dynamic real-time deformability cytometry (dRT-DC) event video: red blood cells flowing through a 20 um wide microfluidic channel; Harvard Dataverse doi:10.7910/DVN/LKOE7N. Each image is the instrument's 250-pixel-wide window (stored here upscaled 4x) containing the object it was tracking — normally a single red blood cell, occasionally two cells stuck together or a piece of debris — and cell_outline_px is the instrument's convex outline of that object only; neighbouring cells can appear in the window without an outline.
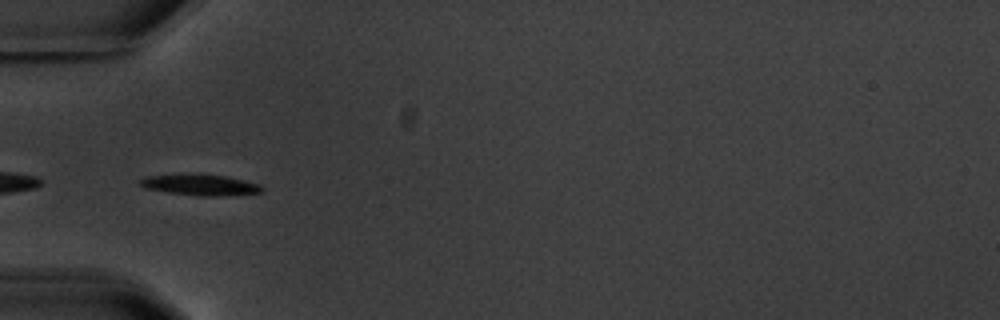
{"species": "common noctule bat (a hibernating species)", "species_latin": "Nyctalus noctula", "temperature_condition": "warm", "stored_images_in_passage": 5, "segment_of_instrument_passage": [2, 2], "camera_frame_rate_fps": 3000, "um_per_image_px": 0.085, "animal": {"sex": "male", "body_mass_g": 20.1, "forearm_length_mm": 53.5}, "frame": {"image": 1, "passage_image": 4, "time_ms": 3.333, "image_size_px": [1000, 320], "cell_outline_px": [[264, 192], [216, 196], [200, 196], [168, 192], [148, 188], [136, 184], [144, 176], [224, 176], [244, 180], [260, 184], [264, 188]], "centroid_in_image_um": [17.08, 15.75], "position_along_channel_um": 67.9, "area_um2": 14.1}}
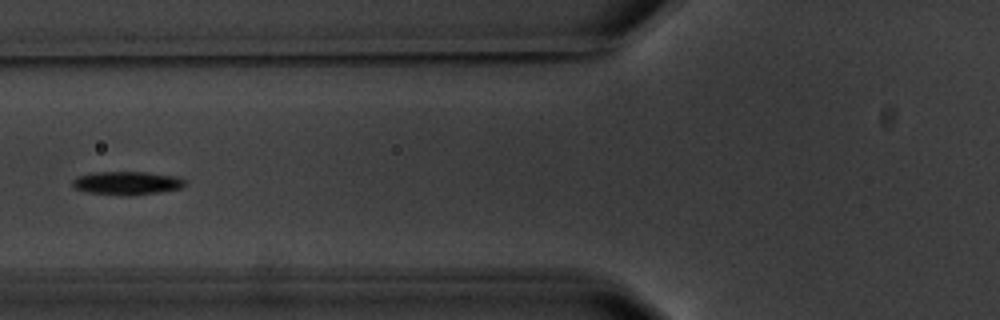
{"frame": {"image": 2, "passage_image": 5, "time_ms": 4.667, "image_size_px": [1000, 320], "cell_outline_px": [[184, 184], [180, 188], [160, 192], [128, 196], [124, 196], [88, 192], [72, 188], [72, 180], [76, 176], [92, 172], [148, 172], [176, 176], [184, 180]], "centroid_in_image_um": [10.73, 15.56], "position_along_channel_um": 115.1, "area_um2": 15.43}}